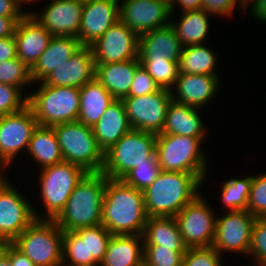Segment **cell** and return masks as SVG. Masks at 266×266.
I'll list each match as a JSON object with an SVG mask.
<instances>
[{
  "label": "cell",
  "mask_w": 266,
  "mask_h": 266,
  "mask_svg": "<svg viewBox=\"0 0 266 266\" xmlns=\"http://www.w3.org/2000/svg\"><path fill=\"white\" fill-rule=\"evenodd\" d=\"M77 37L52 36L47 48L31 69V79L42 82L54 69L69 60L80 48Z\"/></svg>",
  "instance_id": "cell-25"
},
{
  "label": "cell",
  "mask_w": 266,
  "mask_h": 266,
  "mask_svg": "<svg viewBox=\"0 0 266 266\" xmlns=\"http://www.w3.org/2000/svg\"><path fill=\"white\" fill-rule=\"evenodd\" d=\"M202 143L196 137L158 134L156 156L161 171L192 173L207 182L209 162Z\"/></svg>",
  "instance_id": "cell-4"
},
{
  "label": "cell",
  "mask_w": 266,
  "mask_h": 266,
  "mask_svg": "<svg viewBox=\"0 0 266 266\" xmlns=\"http://www.w3.org/2000/svg\"><path fill=\"white\" fill-rule=\"evenodd\" d=\"M160 89V86L147 73V70L140 64L136 68L129 94L126 97L143 96L150 93H155Z\"/></svg>",
  "instance_id": "cell-44"
},
{
  "label": "cell",
  "mask_w": 266,
  "mask_h": 266,
  "mask_svg": "<svg viewBox=\"0 0 266 266\" xmlns=\"http://www.w3.org/2000/svg\"><path fill=\"white\" fill-rule=\"evenodd\" d=\"M39 172L40 194H37V198L40 197L42 200L45 212L41 214L33 204L34 215L36 219L54 220L65 207L77 183L87 172L82 167L65 161L39 169Z\"/></svg>",
  "instance_id": "cell-6"
},
{
  "label": "cell",
  "mask_w": 266,
  "mask_h": 266,
  "mask_svg": "<svg viewBox=\"0 0 266 266\" xmlns=\"http://www.w3.org/2000/svg\"><path fill=\"white\" fill-rule=\"evenodd\" d=\"M10 84L25 91L33 82L31 70L18 58L0 63V84Z\"/></svg>",
  "instance_id": "cell-36"
},
{
  "label": "cell",
  "mask_w": 266,
  "mask_h": 266,
  "mask_svg": "<svg viewBox=\"0 0 266 266\" xmlns=\"http://www.w3.org/2000/svg\"><path fill=\"white\" fill-rule=\"evenodd\" d=\"M95 72L92 49L90 46H82L69 60L54 69L42 83L80 89L95 79Z\"/></svg>",
  "instance_id": "cell-20"
},
{
  "label": "cell",
  "mask_w": 266,
  "mask_h": 266,
  "mask_svg": "<svg viewBox=\"0 0 266 266\" xmlns=\"http://www.w3.org/2000/svg\"><path fill=\"white\" fill-rule=\"evenodd\" d=\"M182 49L170 23L139 36L138 58H167L179 62Z\"/></svg>",
  "instance_id": "cell-23"
},
{
  "label": "cell",
  "mask_w": 266,
  "mask_h": 266,
  "mask_svg": "<svg viewBox=\"0 0 266 266\" xmlns=\"http://www.w3.org/2000/svg\"><path fill=\"white\" fill-rule=\"evenodd\" d=\"M80 2H88V1H92V0H79Z\"/></svg>",
  "instance_id": "cell-58"
},
{
  "label": "cell",
  "mask_w": 266,
  "mask_h": 266,
  "mask_svg": "<svg viewBox=\"0 0 266 266\" xmlns=\"http://www.w3.org/2000/svg\"><path fill=\"white\" fill-rule=\"evenodd\" d=\"M17 57L31 70L52 38L32 14H25L15 29Z\"/></svg>",
  "instance_id": "cell-21"
},
{
  "label": "cell",
  "mask_w": 266,
  "mask_h": 266,
  "mask_svg": "<svg viewBox=\"0 0 266 266\" xmlns=\"http://www.w3.org/2000/svg\"><path fill=\"white\" fill-rule=\"evenodd\" d=\"M210 16V17H209ZM212 14L204 9L188 10L181 14L178 22L170 21L183 47L206 43L210 32Z\"/></svg>",
  "instance_id": "cell-31"
},
{
  "label": "cell",
  "mask_w": 266,
  "mask_h": 266,
  "mask_svg": "<svg viewBox=\"0 0 266 266\" xmlns=\"http://www.w3.org/2000/svg\"><path fill=\"white\" fill-rule=\"evenodd\" d=\"M140 64L160 88L171 90L179 75L178 62L167 58H139Z\"/></svg>",
  "instance_id": "cell-35"
},
{
  "label": "cell",
  "mask_w": 266,
  "mask_h": 266,
  "mask_svg": "<svg viewBox=\"0 0 266 266\" xmlns=\"http://www.w3.org/2000/svg\"><path fill=\"white\" fill-rule=\"evenodd\" d=\"M37 1L40 3V1H42V0H40V1L39 0H19V4H20V7L22 8L23 6L25 7V4L31 5V2L36 3ZM23 3H24V5H23Z\"/></svg>",
  "instance_id": "cell-54"
},
{
  "label": "cell",
  "mask_w": 266,
  "mask_h": 266,
  "mask_svg": "<svg viewBox=\"0 0 266 266\" xmlns=\"http://www.w3.org/2000/svg\"><path fill=\"white\" fill-rule=\"evenodd\" d=\"M120 20L119 0H92L84 2L78 40L82 46H91L113 24Z\"/></svg>",
  "instance_id": "cell-18"
},
{
  "label": "cell",
  "mask_w": 266,
  "mask_h": 266,
  "mask_svg": "<svg viewBox=\"0 0 266 266\" xmlns=\"http://www.w3.org/2000/svg\"><path fill=\"white\" fill-rule=\"evenodd\" d=\"M205 44L183 47L178 62L179 74H208L219 76L217 72L218 54Z\"/></svg>",
  "instance_id": "cell-32"
},
{
  "label": "cell",
  "mask_w": 266,
  "mask_h": 266,
  "mask_svg": "<svg viewBox=\"0 0 266 266\" xmlns=\"http://www.w3.org/2000/svg\"><path fill=\"white\" fill-rule=\"evenodd\" d=\"M216 214L201 193L175 216L188 248L213 246L218 216Z\"/></svg>",
  "instance_id": "cell-10"
},
{
  "label": "cell",
  "mask_w": 266,
  "mask_h": 266,
  "mask_svg": "<svg viewBox=\"0 0 266 266\" xmlns=\"http://www.w3.org/2000/svg\"><path fill=\"white\" fill-rule=\"evenodd\" d=\"M248 256L254 266H266V223L260 218H256L252 226Z\"/></svg>",
  "instance_id": "cell-42"
},
{
  "label": "cell",
  "mask_w": 266,
  "mask_h": 266,
  "mask_svg": "<svg viewBox=\"0 0 266 266\" xmlns=\"http://www.w3.org/2000/svg\"><path fill=\"white\" fill-rule=\"evenodd\" d=\"M185 253L162 245H144V266H182Z\"/></svg>",
  "instance_id": "cell-38"
},
{
  "label": "cell",
  "mask_w": 266,
  "mask_h": 266,
  "mask_svg": "<svg viewBox=\"0 0 266 266\" xmlns=\"http://www.w3.org/2000/svg\"><path fill=\"white\" fill-rule=\"evenodd\" d=\"M26 155L43 169L64 161L53 127L38 125L30 139Z\"/></svg>",
  "instance_id": "cell-30"
},
{
  "label": "cell",
  "mask_w": 266,
  "mask_h": 266,
  "mask_svg": "<svg viewBox=\"0 0 266 266\" xmlns=\"http://www.w3.org/2000/svg\"><path fill=\"white\" fill-rule=\"evenodd\" d=\"M223 256L213 247L188 248L182 266H223Z\"/></svg>",
  "instance_id": "cell-43"
},
{
  "label": "cell",
  "mask_w": 266,
  "mask_h": 266,
  "mask_svg": "<svg viewBox=\"0 0 266 266\" xmlns=\"http://www.w3.org/2000/svg\"><path fill=\"white\" fill-rule=\"evenodd\" d=\"M4 244H5V243H4L2 240H0V252H1V250L3 249Z\"/></svg>",
  "instance_id": "cell-56"
},
{
  "label": "cell",
  "mask_w": 266,
  "mask_h": 266,
  "mask_svg": "<svg viewBox=\"0 0 266 266\" xmlns=\"http://www.w3.org/2000/svg\"><path fill=\"white\" fill-rule=\"evenodd\" d=\"M6 169H9V168L5 165L0 164V189L9 180V176L5 175L7 173Z\"/></svg>",
  "instance_id": "cell-53"
},
{
  "label": "cell",
  "mask_w": 266,
  "mask_h": 266,
  "mask_svg": "<svg viewBox=\"0 0 266 266\" xmlns=\"http://www.w3.org/2000/svg\"><path fill=\"white\" fill-rule=\"evenodd\" d=\"M62 266H88L85 240L74 231H63Z\"/></svg>",
  "instance_id": "cell-37"
},
{
  "label": "cell",
  "mask_w": 266,
  "mask_h": 266,
  "mask_svg": "<svg viewBox=\"0 0 266 266\" xmlns=\"http://www.w3.org/2000/svg\"><path fill=\"white\" fill-rule=\"evenodd\" d=\"M52 127L65 162L76 164L86 172H102L104 152L98 146L91 127L78 120Z\"/></svg>",
  "instance_id": "cell-8"
},
{
  "label": "cell",
  "mask_w": 266,
  "mask_h": 266,
  "mask_svg": "<svg viewBox=\"0 0 266 266\" xmlns=\"http://www.w3.org/2000/svg\"><path fill=\"white\" fill-rule=\"evenodd\" d=\"M9 259L12 266H36L24 253L9 243Z\"/></svg>",
  "instance_id": "cell-50"
},
{
  "label": "cell",
  "mask_w": 266,
  "mask_h": 266,
  "mask_svg": "<svg viewBox=\"0 0 266 266\" xmlns=\"http://www.w3.org/2000/svg\"><path fill=\"white\" fill-rule=\"evenodd\" d=\"M147 219L143 191L106 177L101 224L112 235H143Z\"/></svg>",
  "instance_id": "cell-1"
},
{
  "label": "cell",
  "mask_w": 266,
  "mask_h": 266,
  "mask_svg": "<svg viewBox=\"0 0 266 266\" xmlns=\"http://www.w3.org/2000/svg\"><path fill=\"white\" fill-rule=\"evenodd\" d=\"M219 78L208 74H179L170 90L172 100L198 109L207 108L208 103L219 94Z\"/></svg>",
  "instance_id": "cell-19"
},
{
  "label": "cell",
  "mask_w": 266,
  "mask_h": 266,
  "mask_svg": "<svg viewBox=\"0 0 266 266\" xmlns=\"http://www.w3.org/2000/svg\"><path fill=\"white\" fill-rule=\"evenodd\" d=\"M10 84H0V116L20 112L28 106L26 92Z\"/></svg>",
  "instance_id": "cell-39"
},
{
  "label": "cell",
  "mask_w": 266,
  "mask_h": 266,
  "mask_svg": "<svg viewBox=\"0 0 266 266\" xmlns=\"http://www.w3.org/2000/svg\"><path fill=\"white\" fill-rule=\"evenodd\" d=\"M260 219L266 223V213Z\"/></svg>",
  "instance_id": "cell-57"
},
{
  "label": "cell",
  "mask_w": 266,
  "mask_h": 266,
  "mask_svg": "<svg viewBox=\"0 0 266 266\" xmlns=\"http://www.w3.org/2000/svg\"><path fill=\"white\" fill-rule=\"evenodd\" d=\"M177 6L181 11L199 10L202 9V0H175L174 4L170 7L171 16L177 11Z\"/></svg>",
  "instance_id": "cell-51"
},
{
  "label": "cell",
  "mask_w": 266,
  "mask_h": 266,
  "mask_svg": "<svg viewBox=\"0 0 266 266\" xmlns=\"http://www.w3.org/2000/svg\"><path fill=\"white\" fill-rule=\"evenodd\" d=\"M154 133L131 129L104 152L102 173L110 179L121 180L137 165L152 163L156 158Z\"/></svg>",
  "instance_id": "cell-5"
},
{
  "label": "cell",
  "mask_w": 266,
  "mask_h": 266,
  "mask_svg": "<svg viewBox=\"0 0 266 266\" xmlns=\"http://www.w3.org/2000/svg\"><path fill=\"white\" fill-rule=\"evenodd\" d=\"M80 108L77 120L86 126L94 127L106 108L116 100L96 79L79 89Z\"/></svg>",
  "instance_id": "cell-28"
},
{
  "label": "cell",
  "mask_w": 266,
  "mask_h": 266,
  "mask_svg": "<svg viewBox=\"0 0 266 266\" xmlns=\"http://www.w3.org/2000/svg\"><path fill=\"white\" fill-rule=\"evenodd\" d=\"M203 182L192 173L161 171L143 191L148 217H175L199 194Z\"/></svg>",
  "instance_id": "cell-2"
},
{
  "label": "cell",
  "mask_w": 266,
  "mask_h": 266,
  "mask_svg": "<svg viewBox=\"0 0 266 266\" xmlns=\"http://www.w3.org/2000/svg\"><path fill=\"white\" fill-rule=\"evenodd\" d=\"M105 186L106 176L102 172H87L54 221L63 231L100 225Z\"/></svg>",
  "instance_id": "cell-3"
},
{
  "label": "cell",
  "mask_w": 266,
  "mask_h": 266,
  "mask_svg": "<svg viewBox=\"0 0 266 266\" xmlns=\"http://www.w3.org/2000/svg\"><path fill=\"white\" fill-rule=\"evenodd\" d=\"M0 266H12L9 259V243H5L0 252Z\"/></svg>",
  "instance_id": "cell-52"
},
{
  "label": "cell",
  "mask_w": 266,
  "mask_h": 266,
  "mask_svg": "<svg viewBox=\"0 0 266 266\" xmlns=\"http://www.w3.org/2000/svg\"><path fill=\"white\" fill-rule=\"evenodd\" d=\"M20 7L19 0H0V17H23L31 14L26 8Z\"/></svg>",
  "instance_id": "cell-46"
},
{
  "label": "cell",
  "mask_w": 266,
  "mask_h": 266,
  "mask_svg": "<svg viewBox=\"0 0 266 266\" xmlns=\"http://www.w3.org/2000/svg\"><path fill=\"white\" fill-rule=\"evenodd\" d=\"M98 146L107 151L132 128L122 100H114L92 127Z\"/></svg>",
  "instance_id": "cell-24"
},
{
  "label": "cell",
  "mask_w": 266,
  "mask_h": 266,
  "mask_svg": "<svg viewBox=\"0 0 266 266\" xmlns=\"http://www.w3.org/2000/svg\"><path fill=\"white\" fill-rule=\"evenodd\" d=\"M23 17H0V39L14 36L17 23Z\"/></svg>",
  "instance_id": "cell-49"
},
{
  "label": "cell",
  "mask_w": 266,
  "mask_h": 266,
  "mask_svg": "<svg viewBox=\"0 0 266 266\" xmlns=\"http://www.w3.org/2000/svg\"><path fill=\"white\" fill-rule=\"evenodd\" d=\"M74 232L82 240H85L88 266H99L104 259L112 234L102 224L92 227H82Z\"/></svg>",
  "instance_id": "cell-33"
},
{
  "label": "cell",
  "mask_w": 266,
  "mask_h": 266,
  "mask_svg": "<svg viewBox=\"0 0 266 266\" xmlns=\"http://www.w3.org/2000/svg\"><path fill=\"white\" fill-rule=\"evenodd\" d=\"M255 219L247 210L227 211L217 217L213 247L222 256L227 252L248 255Z\"/></svg>",
  "instance_id": "cell-14"
},
{
  "label": "cell",
  "mask_w": 266,
  "mask_h": 266,
  "mask_svg": "<svg viewBox=\"0 0 266 266\" xmlns=\"http://www.w3.org/2000/svg\"><path fill=\"white\" fill-rule=\"evenodd\" d=\"M164 2L168 7H171L174 4L175 0H159Z\"/></svg>",
  "instance_id": "cell-55"
},
{
  "label": "cell",
  "mask_w": 266,
  "mask_h": 266,
  "mask_svg": "<svg viewBox=\"0 0 266 266\" xmlns=\"http://www.w3.org/2000/svg\"><path fill=\"white\" fill-rule=\"evenodd\" d=\"M201 111L203 112L198 108L172 100L167 108L165 124L161 134L196 137L204 142L208 136L206 135L208 131L205 122L202 120Z\"/></svg>",
  "instance_id": "cell-22"
},
{
  "label": "cell",
  "mask_w": 266,
  "mask_h": 266,
  "mask_svg": "<svg viewBox=\"0 0 266 266\" xmlns=\"http://www.w3.org/2000/svg\"><path fill=\"white\" fill-rule=\"evenodd\" d=\"M37 126L38 122L28 106L20 112L0 116V164L10 167L19 154L24 150L27 152Z\"/></svg>",
  "instance_id": "cell-12"
},
{
  "label": "cell",
  "mask_w": 266,
  "mask_h": 266,
  "mask_svg": "<svg viewBox=\"0 0 266 266\" xmlns=\"http://www.w3.org/2000/svg\"><path fill=\"white\" fill-rule=\"evenodd\" d=\"M17 57L15 36L0 39V63Z\"/></svg>",
  "instance_id": "cell-48"
},
{
  "label": "cell",
  "mask_w": 266,
  "mask_h": 266,
  "mask_svg": "<svg viewBox=\"0 0 266 266\" xmlns=\"http://www.w3.org/2000/svg\"><path fill=\"white\" fill-rule=\"evenodd\" d=\"M35 90L28 93V107L38 125L52 127L77 121L80 108L79 88L49 86L40 82Z\"/></svg>",
  "instance_id": "cell-7"
},
{
  "label": "cell",
  "mask_w": 266,
  "mask_h": 266,
  "mask_svg": "<svg viewBox=\"0 0 266 266\" xmlns=\"http://www.w3.org/2000/svg\"><path fill=\"white\" fill-rule=\"evenodd\" d=\"M236 5L246 13L244 0H202V9L217 17H232L230 15L234 14L233 11L236 9Z\"/></svg>",
  "instance_id": "cell-45"
},
{
  "label": "cell",
  "mask_w": 266,
  "mask_h": 266,
  "mask_svg": "<svg viewBox=\"0 0 266 266\" xmlns=\"http://www.w3.org/2000/svg\"><path fill=\"white\" fill-rule=\"evenodd\" d=\"M144 245H162L173 251H187L175 217H148L143 232Z\"/></svg>",
  "instance_id": "cell-29"
},
{
  "label": "cell",
  "mask_w": 266,
  "mask_h": 266,
  "mask_svg": "<svg viewBox=\"0 0 266 266\" xmlns=\"http://www.w3.org/2000/svg\"><path fill=\"white\" fill-rule=\"evenodd\" d=\"M63 230L54 220L35 219L11 243L36 266H62Z\"/></svg>",
  "instance_id": "cell-9"
},
{
  "label": "cell",
  "mask_w": 266,
  "mask_h": 266,
  "mask_svg": "<svg viewBox=\"0 0 266 266\" xmlns=\"http://www.w3.org/2000/svg\"><path fill=\"white\" fill-rule=\"evenodd\" d=\"M132 129L161 134L168 105L172 101L171 91L161 88L155 93L122 99Z\"/></svg>",
  "instance_id": "cell-11"
},
{
  "label": "cell",
  "mask_w": 266,
  "mask_h": 266,
  "mask_svg": "<svg viewBox=\"0 0 266 266\" xmlns=\"http://www.w3.org/2000/svg\"><path fill=\"white\" fill-rule=\"evenodd\" d=\"M120 20L138 36L170 23V7L159 0H119Z\"/></svg>",
  "instance_id": "cell-16"
},
{
  "label": "cell",
  "mask_w": 266,
  "mask_h": 266,
  "mask_svg": "<svg viewBox=\"0 0 266 266\" xmlns=\"http://www.w3.org/2000/svg\"><path fill=\"white\" fill-rule=\"evenodd\" d=\"M48 2L50 3L46 4L40 13L32 10V16L53 36L78 37L84 3L79 0Z\"/></svg>",
  "instance_id": "cell-17"
},
{
  "label": "cell",
  "mask_w": 266,
  "mask_h": 266,
  "mask_svg": "<svg viewBox=\"0 0 266 266\" xmlns=\"http://www.w3.org/2000/svg\"><path fill=\"white\" fill-rule=\"evenodd\" d=\"M99 266H144L142 235H112Z\"/></svg>",
  "instance_id": "cell-27"
},
{
  "label": "cell",
  "mask_w": 266,
  "mask_h": 266,
  "mask_svg": "<svg viewBox=\"0 0 266 266\" xmlns=\"http://www.w3.org/2000/svg\"><path fill=\"white\" fill-rule=\"evenodd\" d=\"M90 47L95 64L128 61L138 58L139 36L118 20Z\"/></svg>",
  "instance_id": "cell-15"
},
{
  "label": "cell",
  "mask_w": 266,
  "mask_h": 266,
  "mask_svg": "<svg viewBox=\"0 0 266 266\" xmlns=\"http://www.w3.org/2000/svg\"><path fill=\"white\" fill-rule=\"evenodd\" d=\"M21 192L11 180L0 189V240L4 243H11L36 219L33 203Z\"/></svg>",
  "instance_id": "cell-13"
},
{
  "label": "cell",
  "mask_w": 266,
  "mask_h": 266,
  "mask_svg": "<svg viewBox=\"0 0 266 266\" xmlns=\"http://www.w3.org/2000/svg\"><path fill=\"white\" fill-rule=\"evenodd\" d=\"M252 175L230 178L221 185V202L224 211L247 210Z\"/></svg>",
  "instance_id": "cell-34"
},
{
  "label": "cell",
  "mask_w": 266,
  "mask_h": 266,
  "mask_svg": "<svg viewBox=\"0 0 266 266\" xmlns=\"http://www.w3.org/2000/svg\"><path fill=\"white\" fill-rule=\"evenodd\" d=\"M247 211L255 218L266 213V173L252 175Z\"/></svg>",
  "instance_id": "cell-41"
},
{
  "label": "cell",
  "mask_w": 266,
  "mask_h": 266,
  "mask_svg": "<svg viewBox=\"0 0 266 266\" xmlns=\"http://www.w3.org/2000/svg\"><path fill=\"white\" fill-rule=\"evenodd\" d=\"M244 8L250 9L251 17L259 20V22L266 23V0H245Z\"/></svg>",
  "instance_id": "cell-47"
},
{
  "label": "cell",
  "mask_w": 266,
  "mask_h": 266,
  "mask_svg": "<svg viewBox=\"0 0 266 266\" xmlns=\"http://www.w3.org/2000/svg\"><path fill=\"white\" fill-rule=\"evenodd\" d=\"M161 172V168L156 158L152 163L137 165L130 170L121 180L129 186L140 191H144L151 185Z\"/></svg>",
  "instance_id": "cell-40"
},
{
  "label": "cell",
  "mask_w": 266,
  "mask_h": 266,
  "mask_svg": "<svg viewBox=\"0 0 266 266\" xmlns=\"http://www.w3.org/2000/svg\"><path fill=\"white\" fill-rule=\"evenodd\" d=\"M95 79L98 80L117 100L129 94L136 68L140 65L139 58L128 61L95 64Z\"/></svg>",
  "instance_id": "cell-26"
}]
</instances>
